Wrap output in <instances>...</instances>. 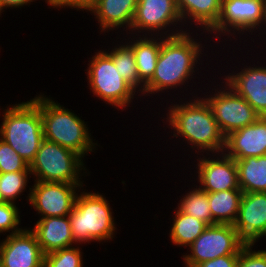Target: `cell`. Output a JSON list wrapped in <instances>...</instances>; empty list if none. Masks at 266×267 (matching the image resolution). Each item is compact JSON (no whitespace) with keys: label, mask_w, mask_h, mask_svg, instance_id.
Listing matches in <instances>:
<instances>
[{"label":"cell","mask_w":266,"mask_h":267,"mask_svg":"<svg viewBox=\"0 0 266 267\" xmlns=\"http://www.w3.org/2000/svg\"><path fill=\"white\" fill-rule=\"evenodd\" d=\"M194 157L193 164L195 162L197 164H194L193 174L195 175L192 178L197 181L196 184L200 189L205 192L240 189L238 169L233 158L227 156L224 152L200 154Z\"/></svg>","instance_id":"obj_14"},{"label":"cell","mask_w":266,"mask_h":267,"mask_svg":"<svg viewBox=\"0 0 266 267\" xmlns=\"http://www.w3.org/2000/svg\"><path fill=\"white\" fill-rule=\"evenodd\" d=\"M212 225H234L239 213V205L242 197L241 189H232L218 192H207Z\"/></svg>","instance_id":"obj_23"},{"label":"cell","mask_w":266,"mask_h":267,"mask_svg":"<svg viewBox=\"0 0 266 267\" xmlns=\"http://www.w3.org/2000/svg\"><path fill=\"white\" fill-rule=\"evenodd\" d=\"M5 12V10L3 9V7L1 6V3H0V18H1V13Z\"/></svg>","instance_id":"obj_37"},{"label":"cell","mask_w":266,"mask_h":267,"mask_svg":"<svg viewBox=\"0 0 266 267\" xmlns=\"http://www.w3.org/2000/svg\"><path fill=\"white\" fill-rule=\"evenodd\" d=\"M125 35L122 37L132 46L134 51L139 80L145 85L152 78L156 69L161 36Z\"/></svg>","instance_id":"obj_21"},{"label":"cell","mask_w":266,"mask_h":267,"mask_svg":"<svg viewBox=\"0 0 266 267\" xmlns=\"http://www.w3.org/2000/svg\"><path fill=\"white\" fill-rule=\"evenodd\" d=\"M176 4L186 30L207 33L219 19L222 0H176Z\"/></svg>","instance_id":"obj_20"},{"label":"cell","mask_w":266,"mask_h":267,"mask_svg":"<svg viewBox=\"0 0 266 267\" xmlns=\"http://www.w3.org/2000/svg\"><path fill=\"white\" fill-rule=\"evenodd\" d=\"M32 100L40 108L44 139L75 152L83 160L101 146L93 139L87 122L72 109L65 108L42 92Z\"/></svg>","instance_id":"obj_3"},{"label":"cell","mask_w":266,"mask_h":267,"mask_svg":"<svg viewBox=\"0 0 266 267\" xmlns=\"http://www.w3.org/2000/svg\"><path fill=\"white\" fill-rule=\"evenodd\" d=\"M84 183H56L34 181L26 200L39 218L69 215Z\"/></svg>","instance_id":"obj_12"},{"label":"cell","mask_w":266,"mask_h":267,"mask_svg":"<svg viewBox=\"0 0 266 267\" xmlns=\"http://www.w3.org/2000/svg\"><path fill=\"white\" fill-rule=\"evenodd\" d=\"M78 246V247H77ZM82 248L79 244L44 255L43 267H84Z\"/></svg>","instance_id":"obj_28"},{"label":"cell","mask_w":266,"mask_h":267,"mask_svg":"<svg viewBox=\"0 0 266 267\" xmlns=\"http://www.w3.org/2000/svg\"><path fill=\"white\" fill-rule=\"evenodd\" d=\"M0 117V139L30 165L44 139L39 106L32 99L7 104L5 109L0 108Z\"/></svg>","instance_id":"obj_5"},{"label":"cell","mask_w":266,"mask_h":267,"mask_svg":"<svg viewBox=\"0 0 266 267\" xmlns=\"http://www.w3.org/2000/svg\"><path fill=\"white\" fill-rule=\"evenodd\" d=\"M243 193L266 192V155L235 160Z\"/></svg>","instance_id":"obj_24"},{"label":"cell","mask_w":266,"mask_h":267,"mask_svg":"<svg viewBox=\"0 0 266 267\" xmlns=\"http://www.w3.org/2000/svg\"><path fill=\"white\" fill-rule=\"evenodd\" d=\"M265 2L266 0H222L219 19L207 32L210 41L214 39L212 42L218 41L219 44L224 42L225 46L227 41L230 43L233 41V45L236 41L237 45L244 41L243 44L247 47L245 42L250 39L249 35L254 37L262 28L265 19ZM222 35L226 38H222ZM221 39L224 40L221 41Z\"/></svg>","instance_id":"obj_6"},{"label":"cell","mask_w":266,"mask_h":267,"mask_svg":"<svg viewBox=\"0 0 266 267\" xmlns=\"http://www.w3.org/2000/svg\"><path fill=\"white\" fill-rule=\"evenodd\" d=\"M38 0H0L1 6L4 10L7 9H21V7L30 6L31 2H35Z\"/></svg>","instance_id":"obj_33"},{"label":"cell","mask_w":266,"mask_h":267,"mask_svg":"<svg viewBox=\"0 0 266 267\" xmlns=\"http://www.w3.org/2000/svg\"><path fill=\"white\" fill-rule=\"evenodd\" d=\"M234 228L246 244L266 238V192L242 194Z\"/></svg>","instance_id":"obj_16"},{"label":"cell","mask_w":266,"mask_h":267,"mask_svg":"<svg viewBox=\"0 0 266 267\" xmlns=\"http://www.w3.org/2000/svg\"><path fill=\"white\" fill-rule=\"evenodd\" d=\"M99 0H74V10L83 11L87 14L92 11V9L97 5Z\"/></svg>","instance_id":"obj_34"},{"label":"cell","mask_w":266,"mask_h":267,"mask_svg":"<svg viewBox=\"0 0 266 267\" xmlns=\"http://www.w3.org/2000/svg\"><path fill=\"white\" fill-rule=\"evenodd\" d=\"M254 58L249 63L246 59L243 60L245 63L242 61V66L238 65L241 69L236 65L234 67L237 69L229 68L231 73L226 70L223 72L224 75L219 71L217 73L222 77L221 80L243 97L260 116L266 117V62L263 60L262 64V61L256 62ZM263 58L266 60V56Z\"/></svg>","instance_id":"obj_13"},{"label":"cell","mask_w":266,"mask_h":267,"mask_svg":"<svg viewBox=\"0 0 266 267\" xmlns=\"http://www.w3.org/2000/svg\"><path fill=\"white\" fill-rule=\"evenodd\" d=\"M103 193L81 189L69 214L76 244L109 243L116 237L117 222L113 207ZM116 222V223H115Z\"/></svg>","instance_id":"obj_4"},{"label":"cell","mask_w":266,"mask_h":267,"mask_svg":"<svg viewBox=\"0 0 266 267\" xmlns=\"http://www.w3.org/2000/svg\"><path fill=\"white\" fill-rule=\"evenodd\" d=\"M120 37V35L115 37L117 44L115 43L113 48H107L108 50L104 48L103 50L112 58L122 78L140 94V99L141 97L143 99L145 85L139 80L133 48L124 38ZM119 38L122 40H117Z\"/></svg>","instance_id":"obj_22"},{"label":"cell","mask_w":266,"mask_h":267,"mask_svg":"<svg viewBox=\"0 0 266 267\" xmlns=\"http://www.w3.org/2000/svg\"><path fill=\"white\" fill-rule=\"evenodd\" d=\"M254 244H246L239 253L236 267H266L265 250H255Z\"/></svg>","instance_id":"obj_31"},{"label":"cell","mask_w":266,"mask_h":267,"mask_svg":"<svg viewBox=\"0 0 266 267\" xmlns=\"http://www.w3.org/2000/svg\"><path fill=\"white\" fill-rule=\"evenodd\" d=\"M214 79L211 81L210 77H207L208 83L211 82L212 84H205L209 85L207 89L203 87L206 92H203L202 88H199L198 91L201 89V96L209 105L225 137L234 131L252 124L260 117L252 106L243 97L236 94L225 82L221 81L220 78V82H216ZM216 83L217 85H214ZM208 90L209 92H207Z\"/></svg>","instance_id":"obj_9"},{"label":"cell","mask_w":266,"mask_h":267,"mask_svg":"<svg viewBox=\"0 0 266 267\" xmlns=\"http://www.w3.org/2000/svg\"><path fill=\"white\" fill-rule=\"evenodd\" d=\"M246 243L240 238L234 225H209L183 254L184 267H196L220 256L239 255ZM190 253V254H189Z\"/></svg>","instance_id":"obj_11"},{"label":"cell","mask_w":266,"mask_h":267,"mask_svg":"<svg viewBox=\"0 0 266 267\" xmlns=\"http://www.w3.org/2000/svg\"><path fill=\"white\" fill-rule=\"evenodd\" d=\"M197 87L198 85L196 89L190 88V91H195L189 92L190 95L188 94L187 98L193 94V97L188 98L189 100L186 98L177 100L176 97L170 99L174 103L168 101L169 99L166 100V107H168L165 109L168 110L167 113H164L165 115H162V120L168 130L171 129V132L166 134L173 132L170 136L173 135L172 138L175 137L179 142L182 140L181 144L185 143L184 146H187V150H190L193 156L195 154L221 153L225 147V136L205 99L201 95L198 97Z\"/></svg>","instance_id":"obj_2"},{"label":"cell","mask_w":266,"mask_h":267,"mask_svg":"<svg viewBox=\"0 0 266 267\" xmlns=\"http://www.w3.org/2000/svg\"><path fill=\"white\" fill-rule=\"evenodd\" d=\"M30 171L29 164L6 142L0 139V173Z\"/></svg>","instance_id":"obj_30"},{"label":"cell","mask_w":266,"mask_h":267,"mask_svg":"<svg viewBox=\"0 0 266 267\" xmlns=\"http://www.w3.org/2000/svg\"><path fill=\"white\" fill-rule=\"evenodd\" d=\"M238 258L239 255L220 256L198 264L196 267H236Z\"/></svg>","instance_id":"obj_32"},{"label":"cell","mask_w":266,"mask_h":267,"mask_svg":"<svg viewBox=\"0 0 266 267\" xmlns=\"http://www.w3.org/2000/svg\"><path fill=\"white\" fill-rule=\"evenodd\" d=\"M223 152L234 160L266 155V117L227 135Z\"/></svg>","instance_id":"obj_17"},{"label":"cell","mask_w":266,"mask_h":267,"mask_svg":"<svg viewBox=\"0 0 266 267\" xmlns=\"http://www.w3.org/2000/svg\"><path fill=\"white\" fill-rule=\"evenodd\" d=\"M29 229L35 234L44 255L76 245L69 215L39 218Z\"/></svg>","instance_id":"obj_19"},{"label":"cell","mask_w":266,"mask_h":267,"mask_svg":"<svg viewBox=\"0 0 266 267\" xmlns=\"http://www.w3.org/2000/svg\"><path fill=\"white\" fill-rule=\"evenodd\" d=\"M203 34H205V36ZM206 35L207 33L203 31H200V33H198L194 30L191 32L190 30H187L186 32L175 36H161V47L156 69L152 78L145 84L144 98L148 96L154 98V95L155 97L157 95L162 96V93H165L174 99V93L178 89V94H175L178 96L176 97L178 99L180 98L179 95L184 93V91L189 90L190 86L195 87L197 85L196 81L194 82L193 80H196L198 78L200 81L201 77H198L197 74L199 75V73H202L201 70L204 69V71H209L208 69L206 70V67L199 68L198 66L204 65L203 61L205 60H203V56L207 57L208 60L211 57H208V54L210 53L206 49L209 50L210 47H214L210 43V38ZM200 36H204L205 40H203L204 38ZM200 39L203 41L204 45L202 44V41ZM207 40H209L208 43H210V45L207 44ZM208 45L209 48H207ZM191 80L193 81L195 86H193L194 84L191 82ZM188 86L189 88H187ZM181 88L183 89V91ZM171 89L173 91H171ZM179 90L181 91L180 93Z\"/></svg>","instance_id":"obj_1"},{"label":"cell","mask_w":266,"mask_h":267,"mask_svg":"<svg viewBox=\"0 0 266 267\" xmlns=\"http://www.w3.org/2000/svg\"><path fill=\"white\" fill-rule=\"evenodd\" d=\"M194 183L189 188L190 191L185 190L182 196H179L181 199L177 203L176 206L182 213L191 215L194 218L200 219L208 225H212V215L210 211V205L208 201L207 192L200 189Z\"/></svg>","instance_id":"obj_26"},{"label":"cell","mask_w":266,"mask_h":267,"mask_svg":"<svg viewBox=\"0 0 266 267\" xmlns=\"http://www.w3.org/2000/svg\"><path fill=\"white\" fill-rule=\"evenodd\" d=\"M85 163L75 152L43 139L29 169L34 181L83 183L82 176L91 173Z\"/></svg>","instance_id":"obj_8"},{"label":"cell","mask_w":266,"mask_h":267,"mask_svg":"<svg viewBox=\"0 0 266 267\" xmlns=\"http://www.w3.org/2000/svg\"><path fill=\"white\" fill-rule=\"evenodd\" d=\"M263 30H264V32H263ZM263 35H266V2H265V19H264V23L262 25V28L258 31V34H256V36H254V37L256 38L258 36V39H260L261 36H262L263 38H261L260 40L263 39L265 41L266 38L264 39L265 36H263ZM265 42H264V44H266Z\"/></svg>","instance_id":"obj_36"},{"label":"cell","mask_w":266,"mask_h":267,"mask_svg":"<svg viewBox=\"0 0 266 267\" xmlns=\"http://www.w3.org/2000/svg\"><path fill=\"white\" fill-rule=\"evenodd\" d=\"M0 262L2 267H43L44 254L29 227L0 240Z\"/></svg>","instance_id":"obj_15"},{"label":"cell","mask_w":266,"mask_h":267,"mask_svg":"<svg viewBox=\"0 0 266 267\" xmlns=\"http://www.w3.org/2000/svg\"><path fill=\"white\" fill-rule=\"evenodd\" d=\"M44 2L49 6L48 8H56L58 11L63 7L74 9V0H44Z\"/></svg>","instance_id":"obj_35"},{"label":"cell","mask_w":266,"mask_h":267,"mask_svg":"<svg viewBox=\"0 0 266 267\" xmlns=\"http://www.w3.org/2000/svg\"><path fill=\"white\" fill-rule=\"evenodd\" d=\"M174 209L176 210L172 213L174 215H171L173 222L171 224L170 221L169 240L174 246L187 248L209 225L200 219L182 213L177 207Z\"/></svg>","instance_id":"obj_25"},{"label":"cell","mask_w":266,"mask_h":267,"mask_svg":"<svg viewBox=\"0 0 266 267\" xmlns=\"http://www.w3.org/2000/svg\"><path fill=\"white\" fill-rule=\"evenodd\" d=\"M30 178H32L30 171L0 173L1 201L17 204V199L20 201L21 194L27 191Z\"/></svg>","instance_id":"obj_27"},{"label":"cell","mask_w":266,"mask_h":267,"mask_svg":"<svg viewBox=\"0 0 266 267\" xmlns=\"http://www.w3.org/2000/svg\"><path fill=\"white\" fill-rule=\"evenodd\" d=\"M186 31L176 0H138L128 34L175 36Z\"/></svg>","instance_id":"obj_10"},{"label":"cell","mask_w":266,"mask_h":267,"mask_svg":"<svg viewBox=\"0 0 266 267\" xmlns=\"http://www.w3.org/2000/svg\"><path fill=\"white\" fill-rule=\"evenodd\" d=\"M93 54L88 58L90 60L85 69L90 93L118 111L128 110L127 107L131 108L130 104L133 105V101L135 102L134 98L138 102L140 94L122 78L112 58L103 49Z\"/></svg>","instance_id":"obj_7"},{"label":"cell","mask_w":266,"mask_h":267,"mask_svg":"<svg viewBox=\"0 0 266 267\" xmlns=\"http://www.w3.org/2000/svg\"><path fill=\"white\" fill-rule=\"evenodd\" d=\"M16 205L10 202H0V235L2 233L4 236L7 232L6 235L15 234L25 228L21 226L19 203Z\"/></svg>","instance_id":"obj_29"},{"label":"cell","mask_w":266,"mask_h":267,"mask_svg":"<svg viewBox=\"0 0 266 267\" xmlns=\"http://www.w3.org/2000/svg\"><path fill=\"white\" fill-rule=\"evenodd\" d=\"M138 0H99L90 12L100 29L98 33L109 35L114 30L120 35L128 34L135 16ZM123 29V30H122ZM123 33H122V31ZM126 33H125V32Z\"/></svg>","instance_id":"obj_18"}]
</instances>
